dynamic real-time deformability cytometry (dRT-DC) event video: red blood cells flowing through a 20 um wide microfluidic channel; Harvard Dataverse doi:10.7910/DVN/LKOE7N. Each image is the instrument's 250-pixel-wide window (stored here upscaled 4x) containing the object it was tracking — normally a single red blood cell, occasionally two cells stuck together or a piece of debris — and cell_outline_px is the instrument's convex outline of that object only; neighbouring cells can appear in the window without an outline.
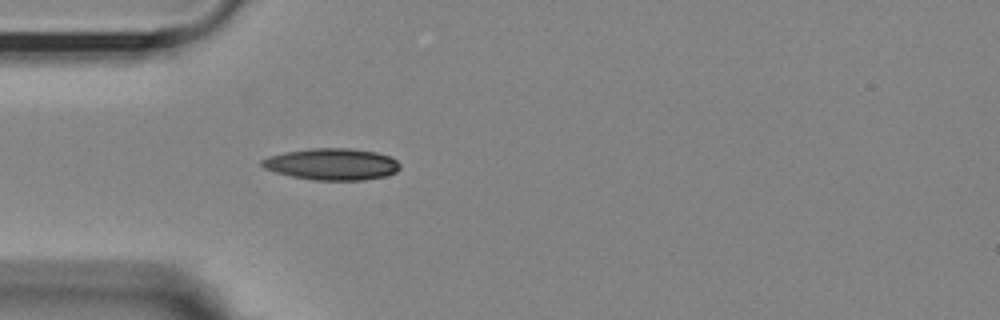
{"species": "Egyptian fruit bat (a non-hibernating species)", "species_latin": "Rousettus aegyptiacus", "temperature_condition": "room temperature", "stored_images_in_passage": 32, "camera_frame_rate_fps": 3000, "um_per_image_px": 0.085, "animal": {"sex": "female"}, "frame": {"image": 1, "passage_image": 1, "time_ms": 0.0, "image_size_px": [1000, 320], "cell_outline_px": [[400, 168], [396, 172], [384, 176], [364, 180], [316, 180], [292, 176], [276, 172], [264, 168], [260, 164], [260, 160], [268, 156], [284, 152], [308, 148], [348, 148], [376, 152], [388, 156], [396, 160], [400, 164]], "centroid_in_image_um": [28.19, 13.95], "position_along_channel_um": 56.8, "area_um2": 25.43}}
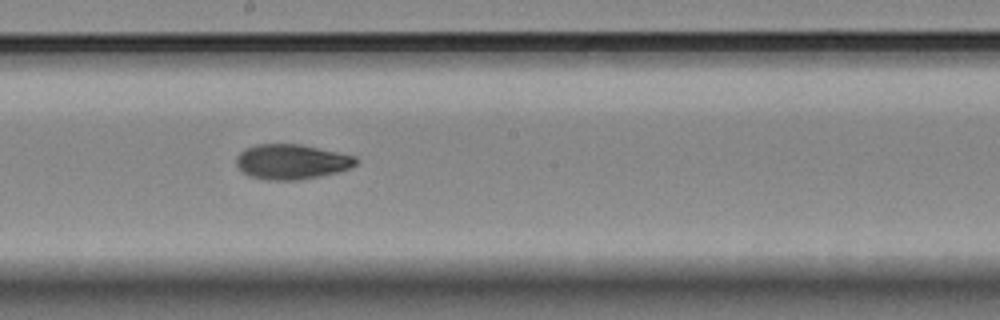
{"frame": {"image": 2, "passage_image": 15, "time_ms": 4.667, "image_size_px": [1000, 320], "cell_outline_px": [[356, 164], [352, 168], [336, 172], [296, 180], [268, 180], [248, 176], [236, 164], [236, 156], [244, 148], [256, 144], [300, 144], [356, 156]], "centroid_in_image_um": [24.75, 13.74], "position_along_channel_um": 223.4, "area_um2": 24.28}}
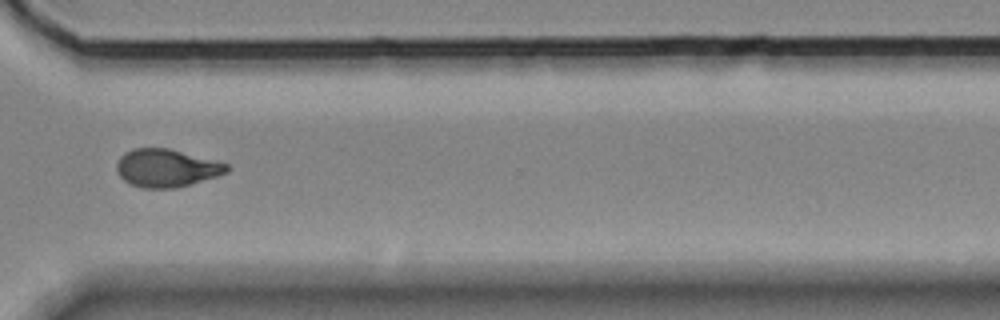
{"frame": {"image": 3, "passage_image": 26, "time_ms": 8.333, "image_size_px": [1000, 320], "cell_outline_px": [[228, 172], [216, 176], [176, 188], [140, 188], [128, 184], [116, 172], [116, 164], [120, 156], [124, 152], [132, 148], [168, 148], [228, 164]], "centroid_in_image_um": [14.08, 14.29], "position_along_channel_um": 356.5, "area_um2": 24.28}, "authors_computed_cell_mechanics": {"area_um2": 24.3049, "velocity_mm_per_s": 3.633, "shape_relaxation_time_tau1_ms": 7.6915, "shape_relaxation_time_tau2_ms": 2.917, "deformation_change_tau1": 0.2274, "deformation_change_tau2": 0.0824}}